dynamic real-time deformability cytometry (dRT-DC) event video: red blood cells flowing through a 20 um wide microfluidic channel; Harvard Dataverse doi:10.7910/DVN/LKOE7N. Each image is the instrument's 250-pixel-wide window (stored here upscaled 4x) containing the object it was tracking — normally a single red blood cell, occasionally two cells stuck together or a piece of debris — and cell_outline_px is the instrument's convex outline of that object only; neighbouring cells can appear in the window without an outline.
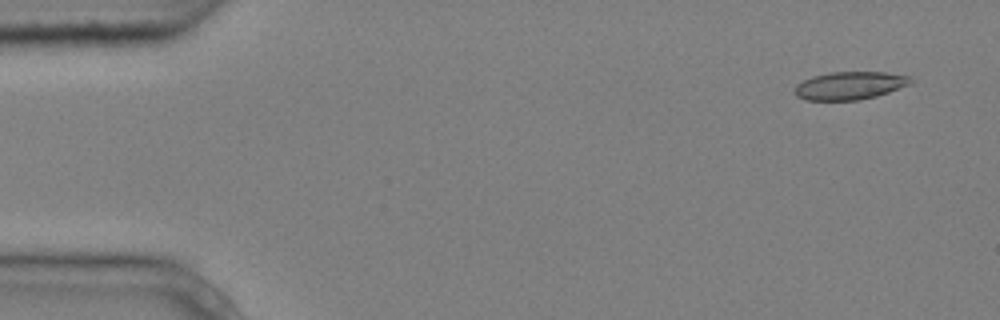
{"species": "common noctule bat (a hibernating species)", "species_latin": "Nyctalus noctula", "temperature_condition": "cold", "stored_images_in_passage": 6, "segment_of_instrument_passage": [2, 2], "camera_frame_rate_fps": 3000, "um_per_image_px": 0.085, "animal": {"sex": "male", "body_mass_g": 20.4}, "frame": {"image": 1, "passage_image": 6, "time_ms": 1.667, "image_size_px": [1000, 320], "cell_outline_px": [[912, 84], [876, 96], [860, 100], [804, 100], [796, 96], [792, 92], [792, 88], [796, 84], [812, 76], [828, 72], [884, 72], [908, 76], [912, 80]], "centroid_in_image_um": [72.17, 7.28], "position_along_channel_um": 12.8, "area_um2": 19.07}}